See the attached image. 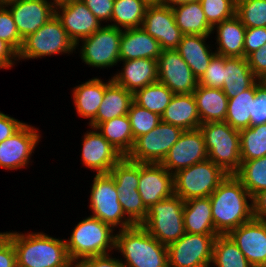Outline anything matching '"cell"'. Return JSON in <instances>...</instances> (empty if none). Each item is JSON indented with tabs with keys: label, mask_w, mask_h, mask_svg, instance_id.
<instances>
[{
	"label": "cell",
	"mask_w": 266,
	"mask_h": 267,
	"mask_svg": "<svg viewBox=\"0 0 266 267\" xmlns=\"http://www.w3.org/2000/svg\"><path fill=\"white\" fill-rule=\"evenodd\" d=\"M118 198L113 177L110 174H95L90 192L91 216L110 225L114 230L133 227L134 224L125 216Z\"/></svg>",
	"instance_id": "obj_10"
},
{
	"label": "cell",
	"mask_w": 266,
	"mask_h": 267,
	"mask_svg": "<svg viewBox=\"0 0 266 267\" xmlns=\"http://www.w3.org/2000/svg\"><path fill=\"white\" fill-rule=\"evenodd\" d=\"M96 129L123 156H127L134 145L132 128L127 115L100 123Z\"/></svg>",
	"instance_id": "obj_34"
},
{
	"label": "cell",
	"mask_w": 266,
	"mask_h": 267,
	"mask_svg": "<svg viewBox=\"0 0 266 267\" xmlns=\"http://www.w3.org/2000/svg\"><path fill=\"white\" fill-rule=\"evenodd\" d=\"M209 198L215 231L219 235H228L253 219L252 196L234 174H228Z\"/></svg>",
	"instance_id": "obj_1"
},
{
	"label": "cell",
	"mask_w": 266,
	"mask_h": 267,
	"mask_svg": "<svg viewBox=\"0 0 266 267\" xmlns=\"http://www.w3.org/2000/svg\"><path fill=\"white\" fill-rule=\"evenodd\" d=\"M16 251L13 242L0 232V267H16Z\"/></svg>",
	"instance_id": "obj_49"
},
{
	"label": "cell",
	"mask_w": 266,
	"mask_h": 267,
	"mask_svg": "<svg viewBox=\"0 0 266 267\" xmlns=\"http://www.w3.org/2000/svg\"><path fill=\"white\" fill-rule=\"evenodd\" d=\"M137 190L148 209L174 194L173 174L161 163H139Z\"/></svg>",
	"instance_id": "obj_17"
},
{
	"label": "cell",
	"mask_w": 266,
	"mask_h": 267,
	"mask_svg": "<svg viewBox=\"0 0 266 267\" xmlns=\"http://www.w3.org/2000/svg\"><path fill=\"white\" fill-rule=\"evenodd\" d=\"M250 115L251 125L266 123V90L260 87L259 82L254 104L250 109Z\"/></svg>",
	"instance_id": "obj_48"
},
{
	"label": "cell",
	"mask_w": 266,
	"mask_h": 267,
	"mask_svg": "<svg viewBox=\"0 0 266 267\" xmlns=\"http://www.w3.org/2000/svg\"><path fill=\"white\" fill-rule=\"evenodd\" d=\"M48 1L18 0L6 5L22 39L36 32L55 15V9Z\"/></svg>",
	"instance_id": "obj_21"
},
{
	"label": "cell",
	"mask_w": 266,
	"mask_h": 267,
	"mask_svg": "<svg viewBox=\"0 0 266 267\" xmlns=\"http://www.w3.org/2000/svg\"><path fill=\"white\" fill-rule=\"evenodd\" d=\"M82 141L83 166L95 170L96 174H109L112 167L124 157L96 128L87 131Z\"/></svg>",
	"instance_id": "obj_18"
},
{
	"label": "cell",
	"mask_w": 266,
	"mask_h": 267,
	"mask_svg": "<svg viewBox=\"0 0 266 267\" xmlns=\"http://www.w3.org/2000/svg\"><path fill=\"white\" fill-rule=\"evenodd\" d=\"M225 56L215 54L203 76L198 80V85L222 89L224 84Z\"/></svg>",
	"instance_id": "obj_45"
},
{
	"label": "cell",
	"mask_w": 266,
	"mask_h": 267,
	"mask_svg": "<svg viewBox=\"0 0 266 267\" xmlns=\"http://www.w3.org/2000/svg\"><path fill=\"white\" fill-rule=\"evenodd\" d=\"M122 29L103 25L91 36L85 37L75 44L80 46L82 62L89 67L107 68L116 66L119 60L120 39ZM81 42V44H79Z\"/></svg>",
	"instance_id": "obj_11"
},
{
	"label": "cell",
	"mask_w": 266,
	"mask_h": 267,
	"mask_svg": "<svg viewBox=\"0 0 266 267\" xmlns=\"http://www.w3.org/2000/svg\"><path fill=\"white\" fill-rule=\"evenodd\" d=\"M157 68L158 81L174 94H190L198 86V79L176 49L162 50Z\"/></svg>",
	"instance_id": "obj_15"
},
{
	"label": "cell",
	"mask_w": 266,
	"mask_h": 267,
	"mask_svg": "<svg viewBox=\"0 0 266 267\" xmlns=\"http://www.w3.org/2000/svg\"><path fill=\"white\" fill-rule=\"evenodd\" d=\"M228 235L253 267H266V221L253 218Z\"/></svg>",
	"instance_id": "obj_20"
},
{
	"label": "cell",
	"mask_w": 266,
	"mask_h": 267,
	"mask_svg": "<svg viewBox=\"0 0 266 267\" xmlns=\"http://www.w3.org/2000/svg\"><path fill=\"white\" fill-rule=\"evenodd\" d=\"M184 230L191 234H218L215 231L209 197L184 202Z\"/></svg>",
	"instance_id": "obj_32"
},
{
	"label": "cell",
	"mask_w": 266,
	"mask_h": 267,
	"mask_svg": "<svg viewBox=\"0 0 266 267\" xmlns=\"http://www.w3.org/2000/svg\"><path fill=\"white\" fill-rule=\"evenodd\" d=\"M109 174L115 181L119 202L125 216L134 224L141 225L147 217L148 209L137 190L139 183V162L124 156L116 163Z\"/></svg>",
	"instance_id": "obj_9"
},
{
	"label": "cell",
	"mask_w": 266,
	"mask_h": 267,
	"mask_svg": "<svg viewBox=\"0 0 266 267\" xmlns=\"http://www.w3.org/2000/svg\"><path fill=\"white\" fill-rule=\"evenodd\" d=\"M115 251L123 255L126 267H169L167 246L151 236L141 225L119 229Z\"/></svg>",
	"instance_id": "obj_3"
},
{
	"label": "cell",
	"mask_w": 266,
	"mask_h": 267,
	"mask_svg": "<svg viewBox=\"0 0 266 267\" xmlns=\"http://www.w3.org/2000/svg\"><path fill=\"white\" fill-rule=\"evenodd\" d=\"M227 175L222 168L206 159L173 174L174 194L184 202L209 197Z\"/></svg>",
	"instance_id": "obj_6"
},
{
	"label": "cell",
	"mask_w": 266,
	"mask_h": 267,
	"mask_svg": "<svg viewBox=\"0 0 266 267\" xmlns=\"http://www.w3.org/2000/svg\"><path fill=\"white\" fill-rule=\"evenodd\" d=\"M0 39L8 43L17 53L23 45V39L18 33L10 10L6 6H0Z\"/></svg>",
	"instance_id": "obj_44"
},
{
	"label": "cell",
	"mask_w": 266,
	"mask_h": 267,
	"mask_svg": "<svg viewBox=\"0 0 266 267\" xmlns=\"http://www.w3.org/2000/svg\"><path fill=\"white\" fill-rule=\"evenodd\" d=\"M55 15L75 44L91 36L103 25L82 0L55 9Z\"/></svg>",
	"instance_id": "obj_22"
},
{
	"label": "cell",
	"mask_w": 266,
	"mask_h": 267,
	"mask_svg": "<svg viewBox=\"0 0 266 267\" xmlns=\"http://www.w3.org/2000/svg\"><path fill=\"white\" fill-rule=\"evenodd\" d=\"M234 175L252 197L266 190V156L241 161L240 168Z\"/></svg>",
	"instance_id": "obj_39"
},
{
	"label": "cell",
	"mask_w": 266,
	"mask_h": 267,
	"mask_svg": "<svg viewBox=\"0 0 266 267\" xmlns=\"http://www.w3.org/2000/svg\"><path fill=\"white\" fill-rule=\"evenodd\" d=\"M216 30L215 52L225 57H244V40L246 27L239 18L233 17L216 24L212 33Z\"/></svg>",
	"instance_id": "obj_27"
},
{
	"label": "cell",
	"mask_w": 266,
	"mask_h": 267,
	"mask_svg": "<svg viewBox=\"0 0 266 267\" xmlns=\"http://www.w3.org/2000/svg\"><path fill=\"white\" fill-rule=\"evenodd\" d=\"M266 44V27L246 28L244 40V58Z\"/></svg>",
	"instance_id": "obj_46"
},
{
	"label": "cell",
	"mask_w": 266,
	"mask_h": 267,
	"mask_svg": "<svg viewBox=\"0 0 266 267\" xmlns=\"http://www.w3.org/2000/svg\"><path fill=\"white\" fill-rule=\"evenodd\" d=\"M174 93L159 81L137 90L133 94V101L153 113L162 115L169 105Z\"/></svg>",
	"instance_id": "obj_37"
},
{
	"label": "cell",
	"mask_w": 266,
	"mask_h": 267,
	"mask_svg": "<svg viewBox=\"0 0 266 267\" xmlns=\"http://www.w3.org/2000/svg\"><path fill=\"white\" fill-rule=\"evenodd\" d=\"M127 116L131 124L134 140L150 132L161 121L160 115L140 107L134 101L130 105Z\"/></svg>",
	"instance_id": "obj_42"
},
{
	"label": "cell",
	"mask_w": 266,
	"mask_h": 267,
	"mask_svg": "<svg viewBox=\"0 0 266 267\" xmlns=\"http://www.w3.org/2000/svg\"><path fill=\"white\" fill-rule=\"evenodd\" d=\"M183 210L184 201L173 194L148 208L141 226L161 244L168 246L185 234Z\"/></svg>",
	"instance_id": "obj_7"
},
{
	"label": "cell",
	"mask_w": 266,
	"mask_h": 267,
	"mask_svg": "<svg viewBox=\"0 0 266 267\" xmlns=\"http://www.w3.org/2000/svg\"><path fill=\"white\" fill-rule=\"evenodd\" d=\"M93 15L102 23L110 21L114 7V0H82Z\"/></svg>",
	"instance_id": "obj_47"
},
{
	"label": "cell",
	"mask_w": 266,
	"mask_h": 267,
	"mask_svg": "<svg viewBox=\"0 0 266 267\" xmlns=\"http://www.w3.org/2000/svg\"><path fill=\"white\" fill-rule=\"evenodd\" d=\"M161 121L177 126L183 131L198 129L201 120L193 93L174 94L161 115Z\"/></svg>",
	"instance_id": "obj_25"
},
{
	"label": "cell",
	"mask_w": 266,
	"mask_h": 267,
	"mask_svg": "<svg viewBox=\"0 0 266 267\" xmlns=\"http://www.w3.org/2000/svg\"><path fill=\"white\" fill-rule=\"evenodd\" d=\"M207 38H209V36L183 35L176 49L198 80L203 76L212 57L216 54V52L211 50L210 46L205 43Z\"/></svg>",
	"instance_id": "obj_28"
},
{
	"label": "cell",
	"mask_w": 266,
	"mask_h": 267,
	"mask_svg": "<svg viewBox=\"0 0 266 267\" xmlns=\"http://www.w3.org/2000/svg\"><path fill=\"white\" fill-rule=\"evenodd\" d=\"M15 1H18V0H0V6H6Z\"/></svg>",
	"instance_id": "obj_59"
},
{
	"label": "cell",
	"mask_w": 266,
	"mask_h": 267,
	"mask_svg": "<svg viewBox=\"0 0 266 267\" xmlns=\"http://www.w3.org/2000/svg\"><path fill=\"white\" fill-rule=\"evenodd\" d=\"M217 235L185 232L167 246L169 267H210Z\"/></svg>",
	"instance_id": "obj_12"
},
{
	"label": "cell",
	"mask_w": 266,
	"mask_h": 267,
	"mask_svg": "<svg viewBox=\"0 0 266 267\" xmlns=\"http://www.w3.org/2000/svg\"><path fill=\"white\" fill-rule=\"evenodd\" d=\"M74 267H126L121 259L112 258L110 254L87 257L79 260Z\"/></svg>",
	"instance_id": "obj_50"
},
{
	"label": "cell",
	"mask_w": 266,
	"mask_h": 267,
	"mask_svg": "<svg viewBox=\"0 0 266 267\" xmlns=\"http://www.w3.org/2000/svg\"><path fill=\"white\" fill-rule=\"evenodd\" d=\"M14 60V61H13ZM18 61V53L6 42L0 39V69H10Z\"/></svg>",
	"instance_id": "obj_53"
},
{
	"label": "cell",
	"mask_w": 266,
	"mask_h": 267,
	"mask_svg": "<svg viewBox=\"0 0 266 267\" xmlns=\"http://www.w3.org/2000/svg\"><path fill=\"white\" fill-rule=\"evenodd\" d=\"M258 81L244 57H225L222 91L233 98L251 88Z\"/></svg>",
	"instance_id": "obj_29"
},
{
	"label": "cell",
	"mask_w": 266,
	"mask_h": 267,
	"mask_svg": "<svg viewBox=\"0 0 266 267\" xmlns=\"http://www.w3.org/2000/svg\"><path fill=\"white\" fill-rule=\"evenodd\" d=\"M12 242L19 267H74L66 241L41 232H3Z\"/></svg>",
	"instance_id": "obj_2"
},
{
	"label": "cell",
	"mask_w": 266,
	"mask_h": 267,
	"mask_svg": "<svg viewBox=\"0 0 266 267\" xmlns=\"http://www.w3.org/2000/svg\"><path fill=\"white\" fill-rule=\"evenodd\" d=\"M258 91V81L249 89L239 95L228 99L225 122L236 130L251 126L250 109Z\"/></svg>",
	"instance_id": "obj_35"
},
{
	"label": "cell",
	"mask_w": 266,
	"mask_h": 267,
	"mask_svg": "<svg viewBox=\"0 0 266 267\" xmlns=\"http://www.w3.org/2000/svg\"><path fill=\"white\" fill-rule=\"evenodd\" d=\"M241 161L266 156V123L251 125L239 131Z\"/></svg>",
	"instance_id": "obj_40"
},
{
	"label": "cell",
	"mask_w": 266,
	"mask_h": 267,
	"mask_svg": "<svg viewBox=\"0 0 266 267\" xmlns=\"http://www.w3.org/2000/svg\"><path fill=\"white\" fill-rule=\"evenodd\" d=\"M208 23L214 27L235 15V0H199Z\"/></svg>",
	"instance_id": "obj_43"
},
{
	"label": "cell",
	"mask_w": 266,
	"mask_h": 267,
	"mask_svg": "<svg viewBox=\"0 0 266 267\" xmlns=\"http://www.w3.org/2000/svg\"><path fill=\"white\" fill-rule=\"evenodd\" d=\"M235 15L246 28L266 27V0H237Z\"/></svg>",
	"instance_id": "obj_41"
},
{
	"label": "cell",
	"mask_w": 266,
	"mask_h": 267,
	"mask_svg": "<svg viewBox=\"0 0 266 267\" xmlns=\"http://www.w3.org/2000/svg\"><path fill=\"white\" fill-rule=\"evenodd\" d=\"M146 9L141 0H114L111 18L114 23L108 25L122 30L142 27Z\"/></svg>",
	"instance_id": "obj_36"
},
{
	"label": "cell",
	"mask_w": 266,
	"mask_h": 267,
	"mask_svg": "<svg viewBox=\"0 0 266 267\" xmlns=\"http://www.w3.org/2000/svg\"><path fill=\"white\" fill-rule=\"evenodd\" d=\"M106 88L107 82L97 77L74 87L72 96L77 114L91 122L97 115Z\"/></svg>",
	"instance_id": "obj_30"
},
{
	"label": "cell",
	"mask_w": 266,
	"mask_h": 267,
	"mask_svg": "<svg viewBox=\"0 0 266 267\" xmlns=\"http://www.w3.org/2000/svg\"><path fill=\"white\" fill-rule=\"evenodd\" d=\"M147 7L163 6L165 0H141Z\"/></svg>",
	"instance_id": "obj_57"
},
{
	"label": "cell",
	"mask_w": 266,
	"mask_h": 267,
	"mask_svg": "<svg viewBox=\"0 0 266 267\" xmlns=\"http://www.w3.org/2000/svg\"><path fill=\"white\" fill-rule=\"evenodd\" d=\"M253 218L266 221V190L258 192L252 197Z\"/></svg>",
	"instance_id": "obj_54"
},
{
	"label": "cell",
	"mask_w": 266,
	"mask_h": 267,
	"mask_svg": "<svg viewBox=\"0 0 266 267\" xmlns=\"http://www.w3.org/2000/svg\"><path fill=\"white\" fill-rule=\"evenodd\" d=\"M206 159H208V152L204 136L200 128H198L184 130L161 164L171 174H175L179 170Z\"/></svg>",
	"instance_id": "obj_16"
},
{
	"label": "cell",
	"mask_w": 266,
	"mask_h": 267,
	"mask_svg": "<svg viewBox=\"0 0 266 267\" xmlns=\"http://www.w3.org/2000/svg\"><path fill=\"white\" fill-rule=\"evenodd\" d=\"M142 28L159 42L162 50L177 49L184 35L176 25L172 8L164 5L147 7Z\"/></svg>",
	"instance_id": "obj_19"
},
{
	"label": "cell",
	"mask_w": 266,
	"mask_h": 267,
	"mask_svg": "<svg viewBox=\"0 0 266 267\" xmlns=\"http://www.w3.org/2000/svg\"><path fill=\"white\" fill-rule=\"evenodd\" d=\"M132 102L133 93L110 78L97 115L88 125L90 128H96L102 122L127 115Z\"/></svg>",
	"instance_id": "obj_26"
},
{
	"label": "cell",
	"mask_w": 266,
	"mask_h": 267,
	"mask_svg": "<svg viewBox=\"0 0 266 267\" xmlns=\"http://www.w3.org/2000/svg\"><path fill=\"white\" fill-rule=\"evenodd\" d=\"M248 65L258 78L266 72V44L246 57Z\"/></svg>",
	"instance_id": "obj_51"
},
{
	"label": "cell",
	"mask_w": 266,
	"mask_h": 267,
	"mask_svg": "<svg viewBox=\"0 0 266 267\" xmlns=\"http://www.w3.org/2000/svg\"><path fill=\"white\" fill-rule=\"evenodd\" d=\"M159 42L142 27L122 30L119 48V60L154 59L161 55Z\"/></svg>",
	"instance_id": "obj_23"
},
{
	"label": "cell",
	"mask_w": 266,
	"mask_h": 267,
	"mask_svg": "<svg viewBox=\"0 0 266 267\" xmlns=\"http://www.w3.org/2000/svg\"><path fill=\"white\" fill-rule=\"evenodd\" d=\"M38 128L25 123L11 137L0 143V167L18 170L30 163L32 153L40 142Z\"/></svg>",
	"instance_id": "obj_14"
},
{
	"label": "cell",
	"mask_w": 266,
	"mask_h": 267,
	"mask_svg": "<svg viewBox=\"0 0 266 267\" xmlns=\"http://www.w3.org/2000/svg\"><path fill=\"white\" fill-rule=\"evenodd\" d=\"M121 72L112 80L133 94L145 86L158 81L157 60L144 58L125 60Z\"/></svg>",
	"instance_id": "obj_24"
},
{
	"label": "cell",
	"mask_w": 266,
	"mask_h": 267,
	"mask_svg": "<svg viewBox=\"0 0 266 267\" xmlns=\"http://www.w3.org/2000/svg\"><path fill=\"white\" fill-rule=\"evenodd\" d=\"M176 25L184 35L212 34V26L208 23L200 1L177 5L172 8Z\"/></svg>",
	"instance_id": "obj_33"
},
{
	"label": "cell",
	"mask_w": 266,
	"mask_h": 267,
	"mask_svg": "<svg viewBox=\"0 0 266 267\" xmlns=\"http://www.w3.org/2000/svg\"><path fill=\"white\" fill-rule=\"evenodd\" d=\"M25 123L0 111V143L11 137Z\"/></svg>",
	"instance_id": "obj_52"
},
{
	"label": "cell",
	"mask_w": 266,
	"mask_h": 267,
	"mask_svg": "<svg viewBox=\"0 0 266 267\" xmlns=\"http://www.w3.org/2000/svg\"><path fill=\"white\" fill-rule=\"evenodd\" d=\"M211 264L216 267H253L229 235H217Z\"/></svg>",
	"instance_id": "obj_38"
},
{
	"label": "cell",
	"mask_w": 266,
	"mask_h": 267,
	"mask_svg": "<svg viewBox=\"0 0 266 267\" xmlns=\"http://www.w3.org/2000/svg\"><path fill=\"white\" fill-rule=\"evenodd\" d=\"M257 79H258L260 87H262L264 90H266V72H264Z\"/></svg>",
	"instance_id": "obj_58"
},
{
	"label": "cell",
	"mask_w": 266,
	"mask_h": 267,
	"mask_svg": "<svg viewBox=\"0 0 266 267\" xmlns=\"http://www.w3.org/2000/svg\"><path fill=\"white\" fill-rule=\"evenodd\" d=\"M75 1H77V0H50L48 2L52 5V7L54 9H57V8H59L61 6H64V5H67V4H71V3L75 2Z\"/></svg>",
	"instance_id": "obj_56"
},
{
	"label": "cell",
	"mask_w": 266,
	"mask_h": 267,
	"mask_svg": "<svg viewBox=\"0 0 266 267\" xmlns=\"http://www.w3.org/2000/svg\"><path fill=\"white\" fill-rule=\"evenodd\" d=\"M75 43L68 37L60 20L54 15L36 32L23 39L18 60L37 59L56 54L73 53Z\"/></svg>",
	"instance_id": "obj_8"
},
{
	"label": "cell",
	"mask_w": 266,
	"mask_h": 267,
	"mask_svg": "<svg viewBox=\"0 0 266 267\" xmlns=\"http://www.w3.org/2000/svg\"><path fill=\"white\" fill-rule=\"evenodd\" d=\"M208 159L227 174H235L241 165L239 130L227 122H206L200 125Z\"/></svg>",
	"instance_id": "obj_5"
},
{
	"label": "cell",
	"mask_w": 266,
	"mask_h": 267,
	"mask_svg": "<svg viewBox=\"0 0 266 267\" xmlns=\"http://www.w3.org/2000/svg\"><path fill=\"white\" fill-rule=\"evenodd\" d=\"M193 95L196 100L201 124L225 121L228 98L222 89L198 85Z\"/></svg>",
	"instance_id": "obj_31"
},
{
	"label": "cell",
	"mask_w": 266,
	"mask_h": 267,
	"mask_svg": "<svg viewBox=\"0 0 266 267\" xmlns=\"http://www.w3.org/2000/svg\"><path fill=\"white\" fill-rule=\"evenodd\" d=\"M182 132L181 128L160 121L154 129L135 140L126 157L139 163H162Z\"/></svg>",
	"instance_id": "obj_13"
},
{
	"label": "cell",
	"mask_w": 266,
	"mask_h": 267,
	"mask_svg": "<svg viewBox=\"0 0 266 267\" xmlns=\"http://www.w3.org/2000/svg\"><path fill=\"white\" fill-rule=\"evenodd\" d=\"M193 1H199V0H165L164 6H167L169 8H173L177 5L186 4Z\"/></svg>",
	"instance_id": "obj_55"
},
{
	"label": "cell",
	"mask_w": 266,
	"mask_h": 267,
	"mask_svg": "<svg viewBox=\"0 0 266 267\" xmlns=\"http://www.w3.org/2000/svg\"><path fill=\"white\" fill-rule=\"evenodd\" d=\"M114 229L93 216L85 217L72 230L66 241L70 260L76 264L87 257L109 254L115 249Z\"/></svg>",
	"instance_id": "obj_4"
}]
</instances>
